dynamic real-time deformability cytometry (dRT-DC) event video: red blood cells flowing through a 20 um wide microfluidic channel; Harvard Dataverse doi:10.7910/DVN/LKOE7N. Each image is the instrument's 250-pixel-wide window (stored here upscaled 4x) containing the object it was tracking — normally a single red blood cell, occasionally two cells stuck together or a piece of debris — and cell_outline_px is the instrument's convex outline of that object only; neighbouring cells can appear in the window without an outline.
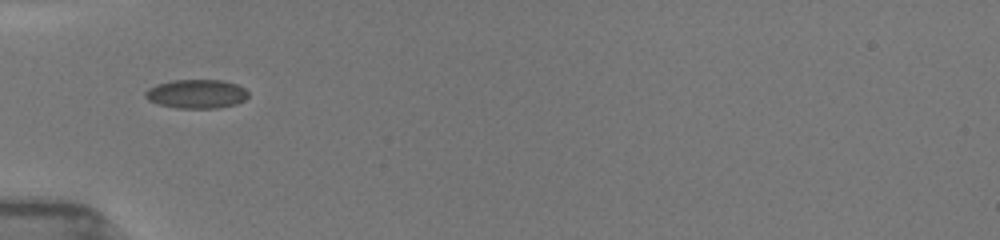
{"species": "common noctule bat (a hibernating species)", "species_latin": "Nyctalus noctula", "temperature_condition": "room temperature", "stored_images_in_passage": 78, "camera_frame_rate_fps": 3000, "um_per_image_px": 0.085, "animal": {"sex": "female", "body_mass_g": 19.5, "forearm_length_mm": 54.1}, "frame": {"image": 1, "passage_image": 1, "time_ms": 0.0, "image_size_px": [1000, 240], "cell_outline_px": [[248, 96], [244, 100], [236, 104], [216, 108], [176, 108], [160, 104], [148, 100], [144, 96], [144, 92], [148, 88], [156, 84], [172, 80], [224, 80], [236, 84], [244, 88], [248, 92]], "centroid_in_image_um": [16.69, 7.97], "position_along_channel_um": 68.3, "area_um2": 17.4}}
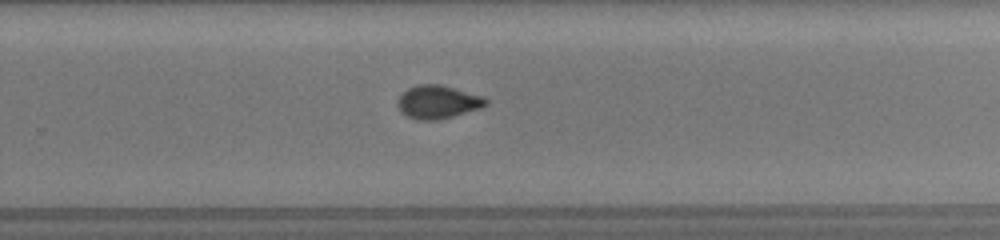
{"frame": {"image": 2, "passage_image": 42, "time_ms": 5.667, "image_size_px": [1000, 240], "cell_outline_px": [[488, 104], [480, 108], [452, 116], [436, 120], [420, 120], [408, 116], [400, 112], [396, 104], [400, 96], [408, 88], [416, 84], [440, 84], [484, 96], [488, 100]], "centroid_in_image_um": [37.21, 8.65], "position_along_channel_um": 292.6, "area_um2": 17.05}}
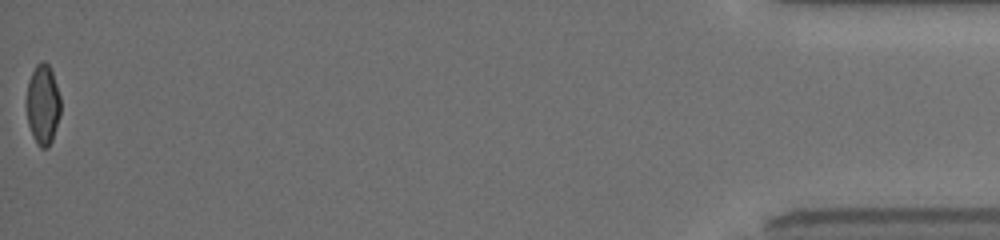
{"frame": {"image": 3, "passage_image": 78, "time_ms": 11.333, "image_size_px": [1000, 240], "cell_outline_px": [[60, 116], [52, 140], [48, 148], [40, 148], [36, 144], [32, 136], [28, 124], [28, 80], [36, 64], [40, 60], [44, 60], [48, 64], [52, 72], [60, 96]], "centroid_in_image_um": [3.66, 8.9], "position_along_channel_um": 431.5, "area_um2": 15.84}, "authors_computed_cell_mechanics": {"area_um2": 16.9643, "velocity_mm_per_s": 3.9902, "shape_relaxation_time_tau1_ms": 8.716, "shape_relaxation_time_tau2_ms": 1.9735, "deformation_change_tau1": 0.1582, "deformation_change_tau2": 0.0604}}